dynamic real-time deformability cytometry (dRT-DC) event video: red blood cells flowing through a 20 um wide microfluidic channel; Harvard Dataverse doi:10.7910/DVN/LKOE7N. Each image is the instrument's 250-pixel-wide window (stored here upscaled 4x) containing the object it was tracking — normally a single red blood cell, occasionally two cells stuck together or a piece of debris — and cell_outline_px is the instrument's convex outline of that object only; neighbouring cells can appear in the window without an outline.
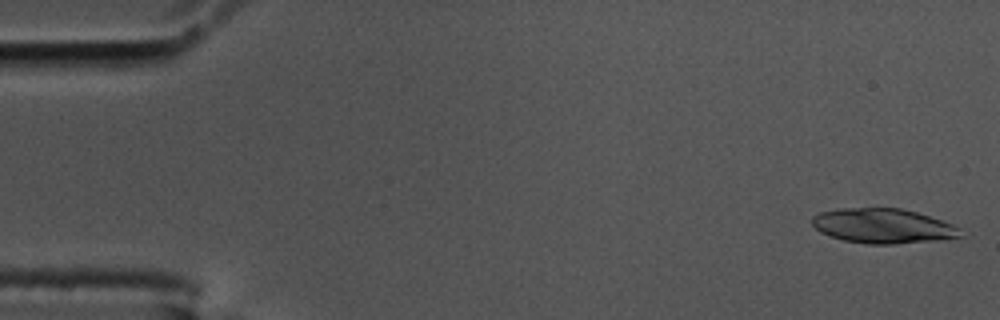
{"species": "common noctule bat (a hibernating species)", "species_latin": "Nyctalus noctula", "temperature_condition": "cold", "stored_images_in_passage": 19, "camera_frame_rate_fps": 3000, "um_per_image_px": 0.085, "animal": {"sex": "male", "body_mass_g": 17.5, "forearm_length_mm": 52.3}, "frame": {"image": 1, "passage_image": 1, "time_ms": 0.0, "image_size_px": [1000, 320], "cell_outline_px": [[964, 236], [936, 240], [892, 244], [868, 244], [844, 240], [820, 232], [812, 224], [812, 216], [820, 212], [836, 208], [900, 208], [916, 212], [952, 224], [960, 228]], "centroid_in_image_um": [75.04, 19.2], "position_along_channel_um": 10.0, "area_um2": 29.88}}
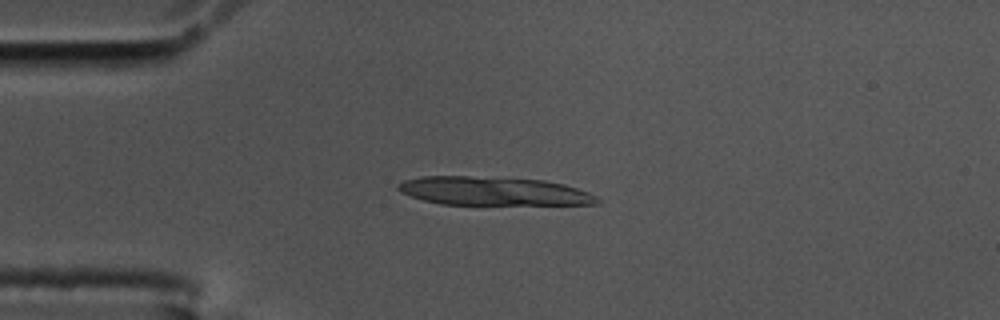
{"frame": {"image": 2, "passage_image": 13, "time_ms": 4.0, "image_size_px": [1000, 320], "cell_outline_px": [[604, 200], [600, 204], [440, 204], [424, 200], [400, 192], [396, 188], [396, 184], [404, 180], [420, 176], [468, 176], [544, 180], [564, 184], [588, 192]], "centroid_in_image_um": [41.93, 16.24], "position_along_channel_um": 43.1, "area_um2": 33.06}}